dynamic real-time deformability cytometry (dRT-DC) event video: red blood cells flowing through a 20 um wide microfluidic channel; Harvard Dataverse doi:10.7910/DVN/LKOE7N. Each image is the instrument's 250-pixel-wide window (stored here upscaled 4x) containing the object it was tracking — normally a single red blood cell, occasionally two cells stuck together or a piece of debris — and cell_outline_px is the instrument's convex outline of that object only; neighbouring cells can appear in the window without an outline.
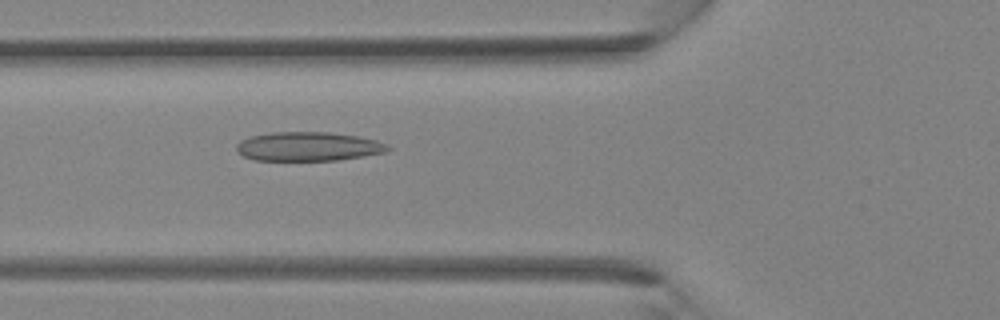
{"species": "Egyptian fruit bat (a non-hibernating species)", "species_latin": "Rousettus aegyptiacus", "temperature_condition": "room temperature", "stored_images_in_passage": 4, "camera_frame_rate_fps": 3000, "um_per_image_px": 0.085, "animal": {"sex": "female"}, "frame": {"image": 1, "passage_image": 4, "time_ms": 3.667, "image_size_px": [1000, 320], "cell_outline_px": [[392, 148], [388, 152], [364, 156], [336, 160], [252, 160], [236, 152], [236, 144], [240, 140], [252, 136], [272, 132], [328, 132], [360, 136], [376, 140], [388, 144]], "centroid_in_image_um": [26.22, 12.45], "position_along_channel_um": 99.6, "area_um2": 25.84}}